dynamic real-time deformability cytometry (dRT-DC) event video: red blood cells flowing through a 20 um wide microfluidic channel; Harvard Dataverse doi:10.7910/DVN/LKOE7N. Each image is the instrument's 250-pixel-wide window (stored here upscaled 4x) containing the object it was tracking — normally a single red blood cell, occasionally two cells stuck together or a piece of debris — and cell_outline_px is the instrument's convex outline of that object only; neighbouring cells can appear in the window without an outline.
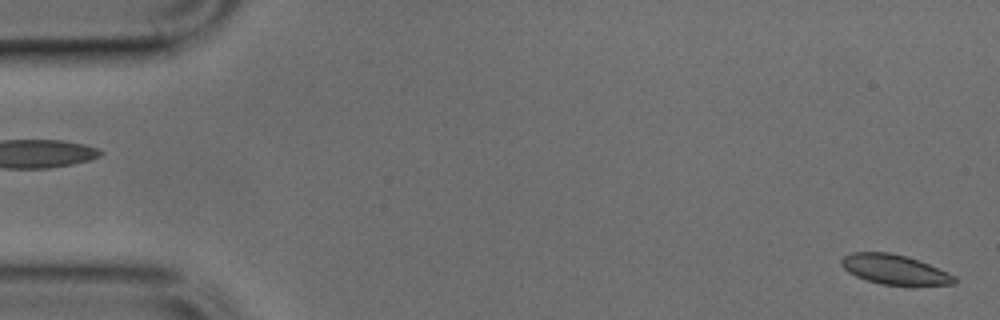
{"species": "common noctule bat (a hibernating species)", "species_latin": "Nyctalus noctula", "temperature_condition": "cold", "stored_images_in_passage": 11, "camera_frame_rate_fps": 3000, "um_per_image_px": 0.085, "animal": {"sex": "male", "body_mass_g": 17.9, "forearm_length_mm": 54.2}, "frame": {"image": 1, "passage_image": 1, "time_ms": 0.0, "image_size_px": [1000, 320], "cell_outline_px": [[956, 284], [912, 288], [880, 284], [856, 276], [848, 272], [840, 264], [840, 260], [844, 256], [852, 252], [892, 252], [908, 256], [948, 272], [956, 276]], "centroid_in_image_um": [76.11, 22.95], "position_along_channel_um": 8.9, "area_um2": 20.46}}